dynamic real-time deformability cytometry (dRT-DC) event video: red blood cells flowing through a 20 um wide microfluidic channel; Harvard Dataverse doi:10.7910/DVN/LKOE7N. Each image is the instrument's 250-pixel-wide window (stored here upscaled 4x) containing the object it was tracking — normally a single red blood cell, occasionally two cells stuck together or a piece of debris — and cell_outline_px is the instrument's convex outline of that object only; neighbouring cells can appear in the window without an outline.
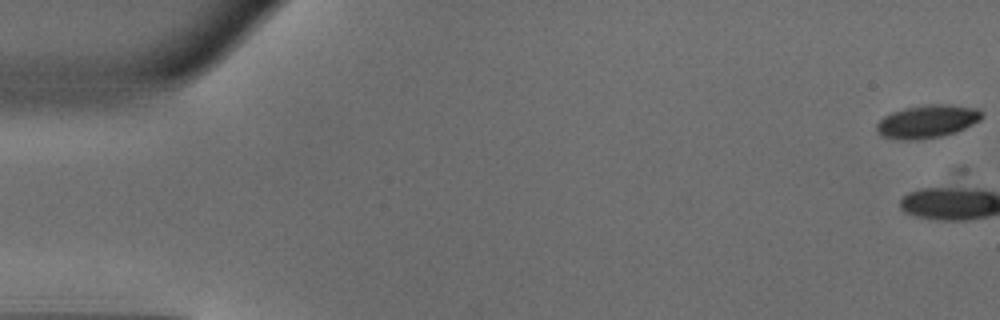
{"species": "common noctule bat (a hibernating species)", "species_latin": "Nyctalus noctula", "temperature_condition": "warm", "stored_images_in_passage": 3, "camera_frame_rate_fps": 3000, "um_per_image_px": 0.085, "animal": {"sex": "male", "body_mass_g": 18.8}, "frame": {"image": 1, "passage_image": 1, "time_ms": 0.0, "image_size_px": [1000, 320], "cell_outline_px": [[984, 116], [980, 120], [956, 132], [940, 136], [916, 140], [900, 140], [880, 136], [876, 132], [876, 124], [884, 116], [892, 112], [904, 108], [928, 104], [952, 104], [980, 108], [984, 112]], "centroid_in_image_um": [78.83, 10.31], "position_along_channel_um": 6.2, "area_um2": 20.58}}